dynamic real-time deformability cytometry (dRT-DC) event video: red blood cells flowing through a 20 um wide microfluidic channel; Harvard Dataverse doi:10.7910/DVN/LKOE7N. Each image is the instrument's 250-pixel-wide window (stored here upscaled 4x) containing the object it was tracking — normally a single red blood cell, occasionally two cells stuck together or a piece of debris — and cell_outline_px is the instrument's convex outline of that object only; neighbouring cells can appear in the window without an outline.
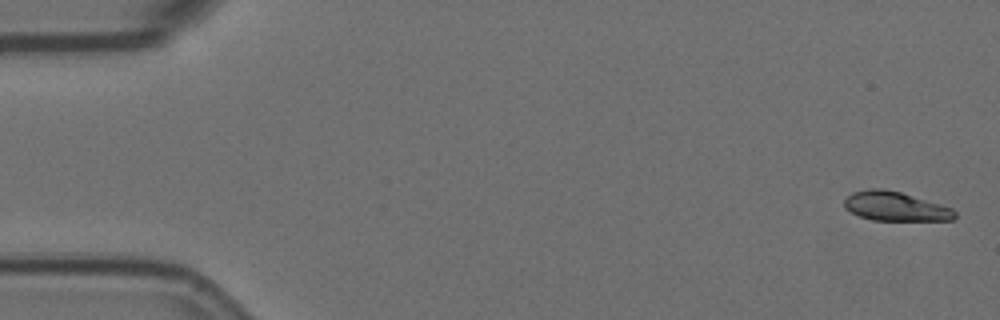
{"species": "Egyptian fruit bat (a non-hibernating species)", "species_latin": "Rousettus aegyptiacus", "temperature_condition": "room temperature", "stored_images_in_passage": 6, "camera_frame_rate_fps": 3000, "um_per_image_px": 0.085, "animal": {"sex": "female"}, "frame": {"image": 1, "passage_image": 1, "time_ms": 0.0, "image_size_px": [1000, 320], "cell_outline_px": [[956, 216], [952, 220], [872, 220], [860, 216], [844, 208], [844, 200], [852, 192], [868, 188], [884, 188], [900, 192], [940, 204], [952, 208], [956, 212]], "centroid_in_image_um": [76.08, 17.53], "position_along_channel_um": 8.9, "area_um2": 18.73}}
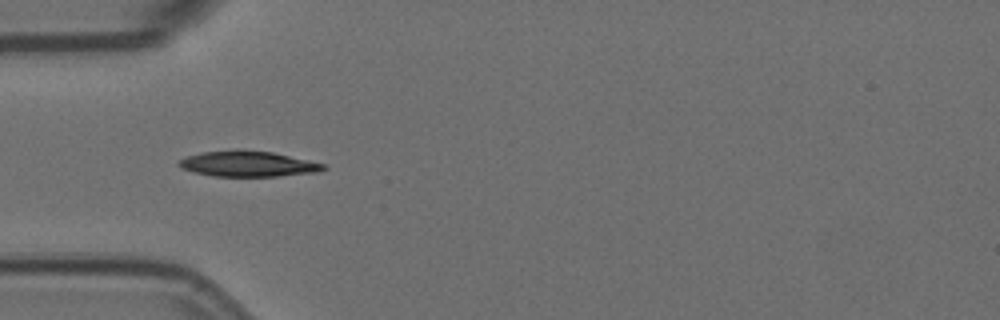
{"frame": {"image": 2, "passage_image": 5, "time_ms": 1.333, "image_size_px": [1000, 320], "cell_outline_px": [[328, 168], [316, 172], [280, 176], [212, 176], [192, 172], [180, 168], [176, 164], [180, 160], [188, 156], [200, 152], [272, 152], [308, 160], [324, 164]], "centroid_in_image_um": [21.06, 13.97], "position_along_channel_um": 63.9, "area_um2": 20.81}}
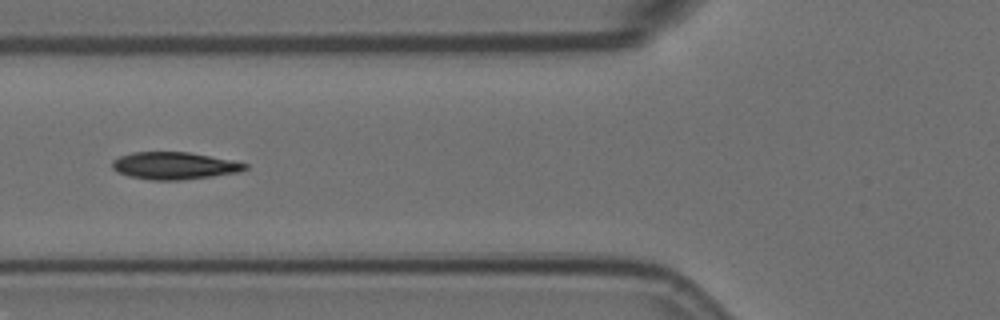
{"frame": {"image": 3, "passage_image": 6, "time_ms": 1.667, "image_size_px": [1000, 320], "cell_outline_px": [[248, 168], [240, 172], [212, 176], [180, 180], [152, 180], [128, 176], [116, 172], [112, 168], [112, 160], [120, 156], [132, 152], [188, 152], [232, 160], [248, 164]], "centroid_in_image_um": [14.8, 14.09], "position_along_channel_um": 111.0, "area_um2": 21.15}}